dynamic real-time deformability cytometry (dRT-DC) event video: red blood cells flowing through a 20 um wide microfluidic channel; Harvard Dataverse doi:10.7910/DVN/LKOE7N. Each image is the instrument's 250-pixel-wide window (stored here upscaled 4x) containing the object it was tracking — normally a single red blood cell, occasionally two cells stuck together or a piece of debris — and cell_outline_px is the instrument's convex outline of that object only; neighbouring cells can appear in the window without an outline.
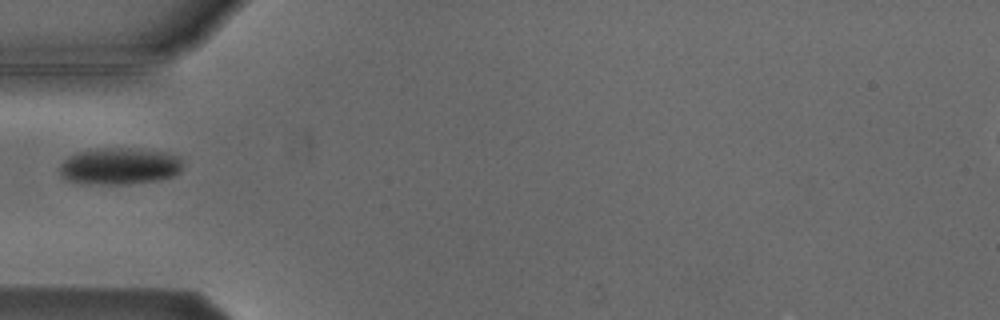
{"species": "Egyptian fruit bat (a non-hibernating species)", "species_latin": "Rousettus aegyptiacus", "temperature_condition": "cold", "stored_images_in_passage": 7, "camera_frame_rate_fps": 3000, "um_per_image_px": 0.085, "animal": {"sex": "male"}, "frame": {"image": 1, "passage_image": 6, "time_ms": 5.667, "image_size_px": [1000, 320], "cell_outline_px": [[184, 168], [176, 176], [160, 180], [128, 184], [80, 184], [64, 180], [60, 176], [60, 164], [68, 156], [80, 152], [96, 148], [128, 148], [164, 152], [180, 156], [184, 164]], "centroid_in_image_um": [10.18, 14.14], "position_along_channel_um": 74.8, "area_um2": 26.99}}